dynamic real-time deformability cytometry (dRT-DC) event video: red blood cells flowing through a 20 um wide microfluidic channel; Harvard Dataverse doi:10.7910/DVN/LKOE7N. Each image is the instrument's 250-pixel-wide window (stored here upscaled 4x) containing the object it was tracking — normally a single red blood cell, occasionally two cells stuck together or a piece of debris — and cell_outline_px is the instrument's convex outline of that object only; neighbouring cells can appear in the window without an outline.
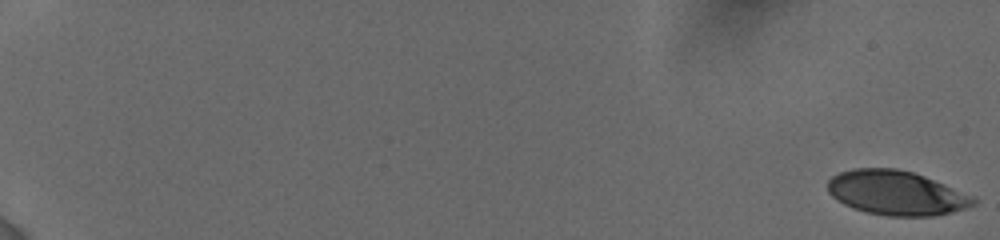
{"species": "human", "species_latin": "Homo sapiens", "temperature_condition": "cold", "stored_images_in_passage": 44, "camera_frame_rate_fps": 3000, "um_per_image_px": 0.085, "donor": {"sex": "female"}, "frame": {"image": 1, "passage_image": 1, "time_ms": 0.0, "image_size_px": [1000, 240], "cell_outline_px": [[976, 204], [968, 208], [952, 212], [932, 216], [888, 216], [868, 212], [852, 208], [844, 204], [832, 196], [828, 192], [828, 180], [832, 176], [840, 172], [852, 168], [896, 168], [912, 172], [924, 176], [976, 196]], "centroid_in_image_um": [76.22, 16.4], "position_along_channel_um": 8.8, "area_um2": 37.86}}
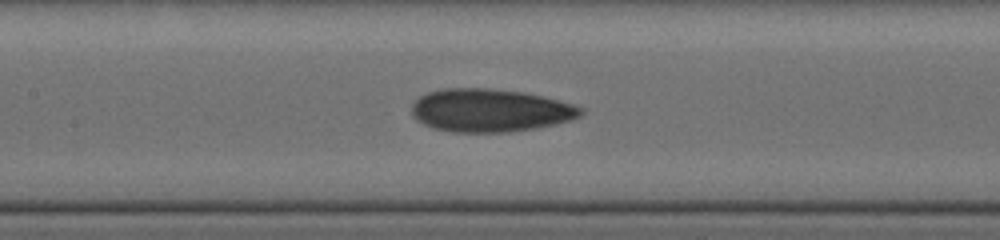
{"frame": {"image": 2, "passage_image": 24, "time_ms": 10.0, "image_size_px": [1000, 240], "cell_outline_px": [[584, 112], [580, 116], [572, 120], [532, 128], [508, 132], [452, 132], [432, 128], [416, 120], [412, 116], [412, 104], [420, 96], [428, 92], [444, 88], [488, 88], [524, 92], [572, 104], [584, 108]], "centroid_in_image_um": [41.62, 9.38], "position_along_channel_um": 165.8, "area_um2": 42.25}}
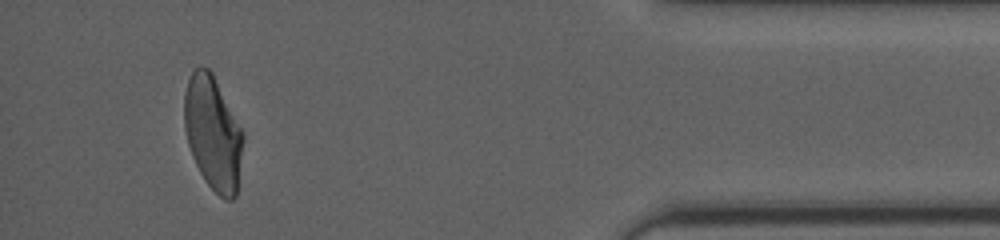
{"frame": {"image": 3, "passage_image": 42, "time_ms": 17.667, "image_size_px": [1000, 240], "cell_outline_px": [[240, 152], [236, 196], [232, 200], [224, 200], [204, 180], [192, 156], [188, 144], [184, 128], [184, 92], [188, 80], [192, 72], [200, 64], [208, 68], [212, 72], [240, 128]], "centroid_in_image_um": [18.03, 11.28], "position_along_channel_um": 417.2, "area_um2": 37.92}, "authors_computed_cell_mechanics": {"area_um2": 39.7375, "velocity_mm_per_s": 3.8422, "shape_relaxation_time_tau1_ms": 6.0346, "shape_relaxation_time_tau2_ms": 1.421, "deformation_change_tau1": 0.2011, "deformation_change_tau2": 0.0773}}